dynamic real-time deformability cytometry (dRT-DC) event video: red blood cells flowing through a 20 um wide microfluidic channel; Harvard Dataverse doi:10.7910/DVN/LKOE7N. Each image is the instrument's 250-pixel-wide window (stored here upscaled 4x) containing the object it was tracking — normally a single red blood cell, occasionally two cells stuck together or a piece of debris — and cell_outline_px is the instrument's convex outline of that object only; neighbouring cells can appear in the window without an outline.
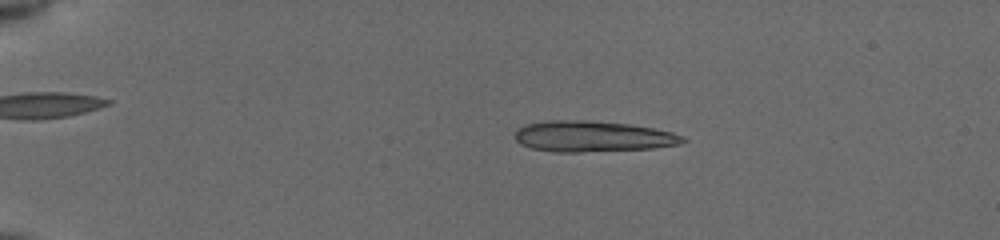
{"species": "common noctule bat (a hibernating species)", "species_latin": "Nyctalus noctula", "temperature_condition": "cold", "stored_images_in_passage": 54, "camera_frame_rate_fps": 3000, "um_per_image_px": 0.085, "animal": {"sex": "female", "body_mass_g": 19.5, "forearm_length_mm": 54.1}, "frame": {"image": 1, "passage_image": 12, "time_ms": 3.667, "image_size_px": [1000, 240], "cell_outline_px": [[688, 140], [680, 144], [652, 148], [580, 152], [556, 152], [532, 148], [520, 144], [516, 140], [516, 128], [524, 124], [544, 120], [588, 120], [628, 124], [652, 128], [672, 132], [684, 136]], "centroid_in_image_um": [50.35, 11.58], "position_along_channel_um": 34.6, "area_um2": 30.35}}
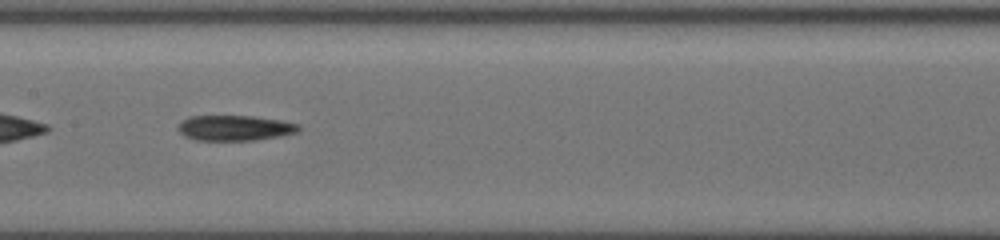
{"frame": {"image": 2, "passage_image": 30, "time_ms": 9.667, "image_size_px": [1000, 240], "cell_outline_px": [[300, 128], [296, 132], [280, 136], [256, 140], [196, 140], [184, 136], [176, 128], [180, 120], [188, 116], [252, 116], [280, 120], [300, 124]], "centroid_in_image_um": [19.91, 10.87], "position_along_channel_um": 187.5, "area_um2": 17.92}}
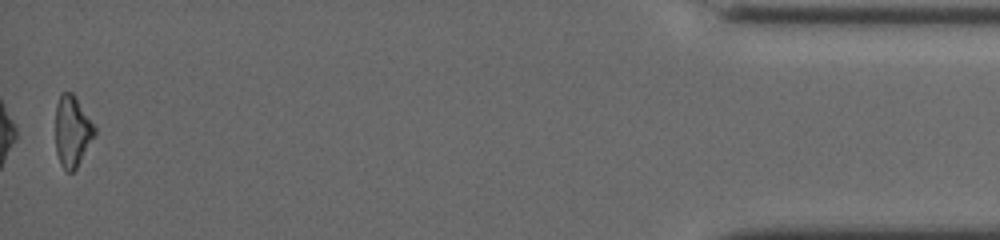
{"frame": {"image": 3, "passage_image": 54, "time_ms": 17.667, "image_size_px": [1000, 240], "cell_outline_px": [[96, 136], [76, 168], [72, 172], [68, 172], [60, 164], [56, 152], [56, 104], [60, 92], [72, 92], [76, 96], [96, 128]], "centroid_in_image_um": [6.15, 11.14], "position_along_channel_um": 429.0, "area_um2": 16.42}}